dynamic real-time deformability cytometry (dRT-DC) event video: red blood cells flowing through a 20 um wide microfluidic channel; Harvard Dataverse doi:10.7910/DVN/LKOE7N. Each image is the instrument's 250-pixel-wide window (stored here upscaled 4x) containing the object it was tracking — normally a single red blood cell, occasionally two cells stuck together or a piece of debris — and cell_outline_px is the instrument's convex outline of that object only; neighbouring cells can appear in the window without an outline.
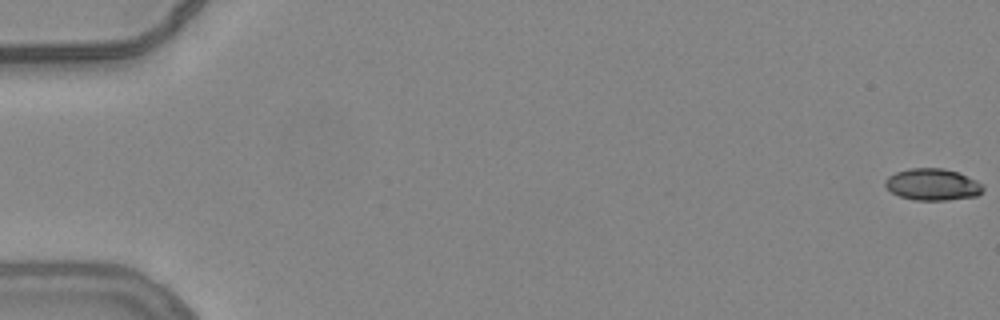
{"species": "common noctule bat (a hibernating species)", "species_latin": "Nyctalus noctula", "temperature_condition": "warm", "stored_images_in_passage": 55, "camera_frame_rate_fps": 3000, "um_per_image_px": 0.085, "animal": {"sex": "female", "body_mass_g": 24.6, "forearm_length_mm": 56.2}, "frame": {"image": 1, "passage_image": 1, "time_ms": 0.0, "image_size_px": [1000, 320], "cell_outline_px": [[984, 188], [976, 196], [948, 200], [916, 200], [900, 196], [892, 192], [884, 184], [884, 180], [888, 176], [896, 172], [912, 168], [944, 168], [960, 172], [976, 180]], "centroid_in_image_um": [79.26, 15.67], "position_along_channel_um": 5.7, "area_um2": 18.03}}
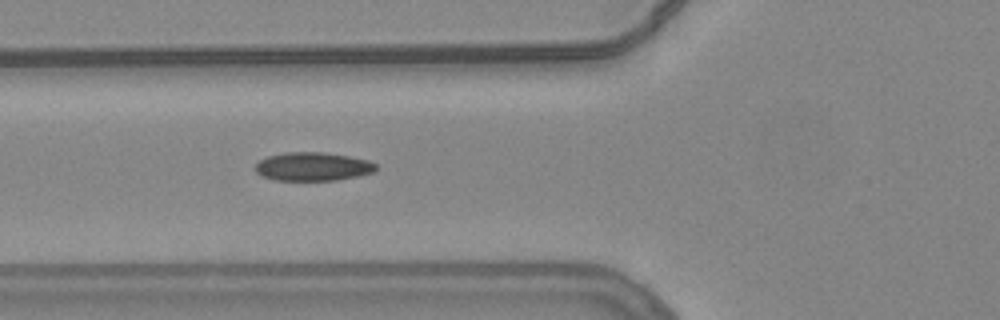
{"frame": {"image": 2, "passage_image": 22, "time_ms": 7.0, "image_size_px": [1000, 320], "cell_outline_px": [[376, 168], [372, 172], [360, 176], [336, 180], [272, 180], [260, 176], [256, 172], [256, 164], [260, 160], [268, 156], [284, 152], [320, 152], [348, 156], [368, 160], [376, 164]], "centroid_in_image_um": [26.56, 14.16], "position_along_channel_um": 99.2, "area_um2": 20.06}}
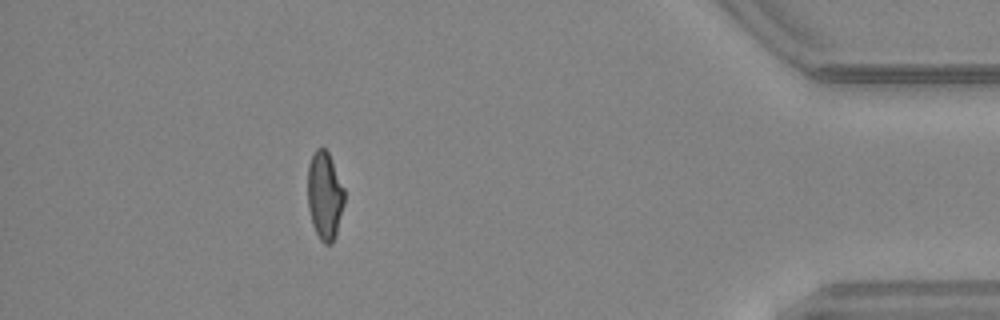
{"frame": {"image": 3, "passage_image": 50, "time_ms": 16.333, "image_size_px": [1000, 320], "cell_outline_px": [[344, 204], [336, 232], [332, 244], [324, 244], [320, 240], [312, 224], [308, 208], [308, 164], [316, 148], [324, 148], [328, 152], [344, 188]], "centroid_in_image_um": [27.59, 16.63], "position_along_channel_um": 407.6, "area_um2": 18.67}, "authors_computed_cell_mechanics": {"area_um2": 19.3052, "velocity_mm_per_s": 3.8304, "shape_relaxation_time_tau1_ms": null, "shape_relaxation_time_tau2_ms": 1.9612, "deformation_change_tau1": null, "deformation_change_tau2": 0.0758}}